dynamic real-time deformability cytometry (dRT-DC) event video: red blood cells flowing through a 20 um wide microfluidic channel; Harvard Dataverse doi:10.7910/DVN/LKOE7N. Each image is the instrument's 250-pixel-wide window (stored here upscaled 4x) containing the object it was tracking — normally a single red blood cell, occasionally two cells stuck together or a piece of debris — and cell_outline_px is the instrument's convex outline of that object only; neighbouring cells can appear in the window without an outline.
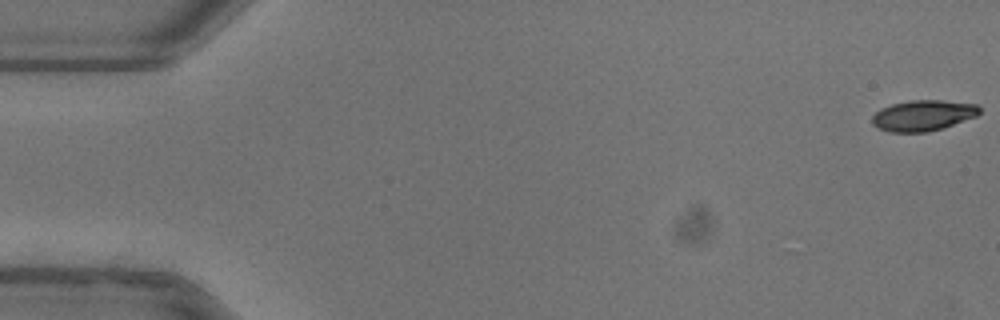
{"species": "common noctule bat (a hibernating species)", "species_latin": "Nyctalus noctula", "temperature_condition": "warm", "stored_images_in_passage": 15, "camera_frame_rate_fps": 3000, "um_per_image_px": 0.085, "animal": {"sex": "female"}, "frame": {"image": 1, "passage_image": 1, "time_ms": 0.0, "image_size_px": [1000, 320], "cell_outline_px": [[980, 112], [976, 116], [928, 132], [892, 132], [880, 128], [872, 124], [872, 116], [880, 108], [892, 104], [908, 100], [944, 100], [976, 104], [980, 108]], "centroid_in_image_um": [78.44, 9.8], "position_along_channel_um": 6.6, "area_um2": 19.07}}